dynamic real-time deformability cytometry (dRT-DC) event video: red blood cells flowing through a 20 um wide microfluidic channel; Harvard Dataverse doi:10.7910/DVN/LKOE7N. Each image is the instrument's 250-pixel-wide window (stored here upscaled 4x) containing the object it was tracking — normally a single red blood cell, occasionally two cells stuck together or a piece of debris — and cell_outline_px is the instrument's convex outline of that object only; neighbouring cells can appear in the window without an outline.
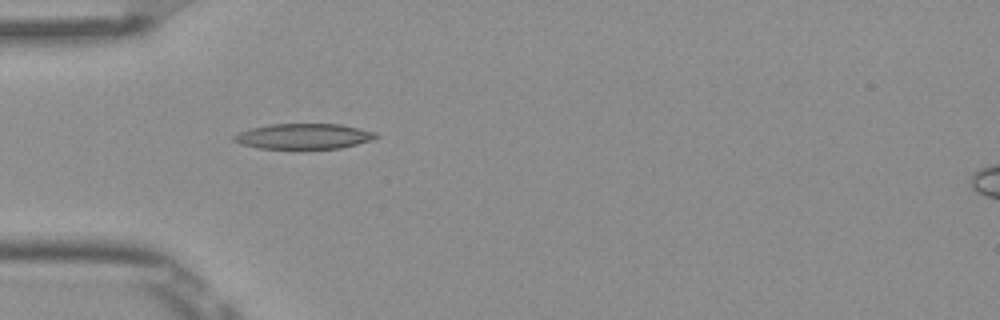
{"species": "Egyptian fruit bat (a non-hibernating species)", "species_latin": "Rousettus aegyptiacus", "temperature_condition": "room temperature", "stored_images_in_passage": 5, "camera_frame_rate_fps": 3000, "um_per_image_px": 0.085, "frame": {"image": 1, "passage_image": 5, "time_ms": 1.333, "image_size_px": [1000, 320], "cell_outline_px": [[380, 136], [372, 140], [340, 148], [296, 152], [260, 148], [240, 144], [232, 140], [232, 136], [240, 132], [252, 128], [272, 124], [340, 124], [360, 128], [376, 132]], "centroid_in_image_um": [25.81, 11.64], "position_along_channel_um": 59.2, "area_um2": 22.02}}